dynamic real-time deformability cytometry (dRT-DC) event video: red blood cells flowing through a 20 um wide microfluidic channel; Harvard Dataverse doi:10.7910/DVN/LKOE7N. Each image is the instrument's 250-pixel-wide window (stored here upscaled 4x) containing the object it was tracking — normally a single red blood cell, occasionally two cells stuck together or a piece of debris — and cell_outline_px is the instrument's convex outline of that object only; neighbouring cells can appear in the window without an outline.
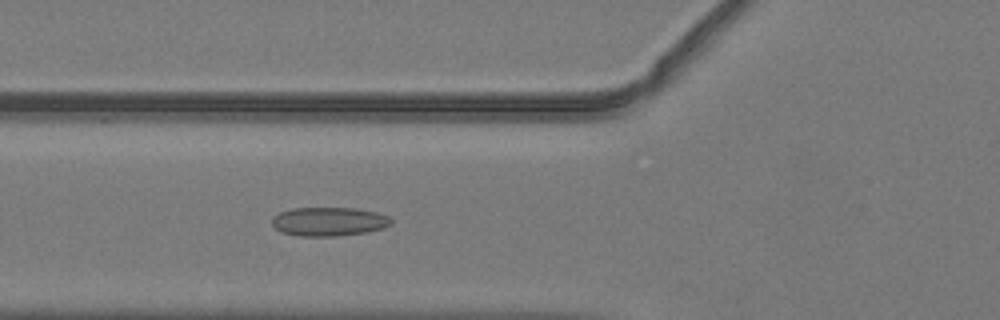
{"species": "common noctule bat (a hibernating species)", "species_latin": "Nyctalus noctula", "temperature_condition": "warm", "stored_images_in_passage": 32, "camera_frame_rate_fps": 3000, "um_per_image_px": 0.085, "animal": {"sex": "male", "body_mass_g": 19.2, "forearm_length_mm": 51.8}, "frame": {"image": 1, "passage_image": 6, "time_ms": 1.667, "image_size_px": [1000, 320], "cell_outline_px": [[392, 224], [384, 228], [364, 232], [336, 236], [300, 236], [280, 232], [272, 224], [272, 216], [280, 212], [292, 208], [356, 208], [376, 212], [388, 216], [392, 220]], "centroid_in_image_um": [27.94, 18.83], "position_along_channel_um": 97.9, "area_um2": 20.06}}
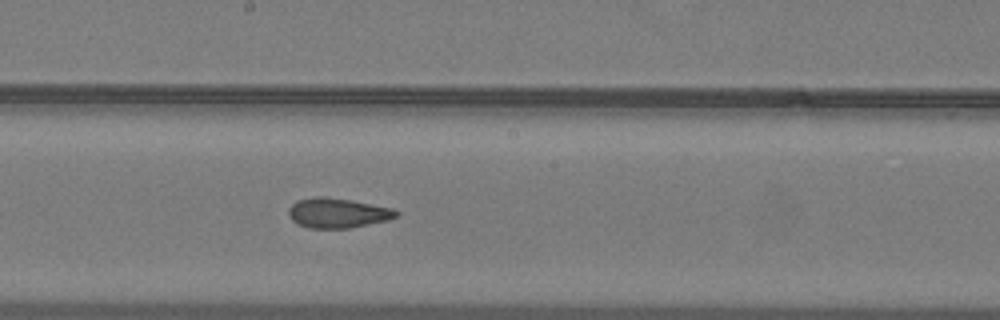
{"frame": {"image": 2, "passage_image": 15, "time_ms": 4.667, "image_size_px": [1000, 320], "cell_outline_px": [[400, 212], [396, 216], [388, 220], [348, 228], [308, 228], [292, 220], [288, 216], [288, 208], [296, 200], [316, 196], [324, 196], [348, 200], [392, 208]], "centroid_in_image_um": [28.65, 18.1], "position_along_channel_um": 219.5, "area_um2": 18.55}}
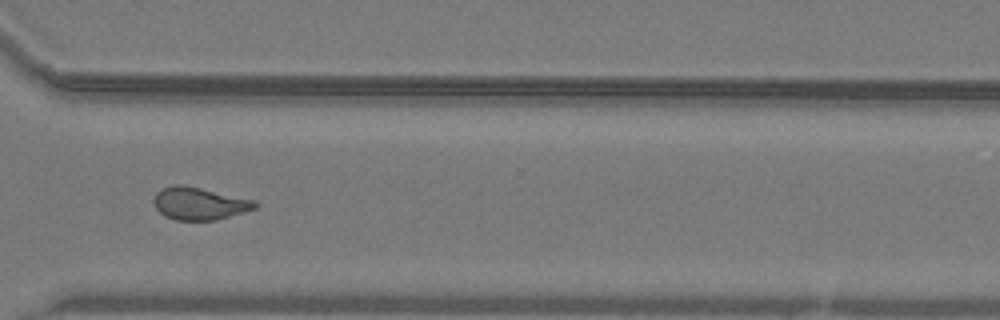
{"frame": {"image": 3, "passage_image": 25, "time_ms": 8.0, "image_size_px": [1000, 320], "cell_outline_px": [[260, 204], [256, 208], [244, 212], [216, 220], [176, 220], [164, 216], [156, 208], [156, 192], [164, 188], [176, 184], [184, 184], [256, 200]], "centroid_in_image_um": [17.01, 17.3], "position_along_channel_um": 353.6, "area_um2": 19.13}, "authors_computed_cell_mechanics": {"area_um2": 18.8139, "velocity_mm_per_s": 4.0326, "shape_relaxation_time_tau1_ms": null, "shape_relaxation_time_tau2_ms": 1.8956, "deformation_change_tau1": null, "deformation_change_tau2": 0.087}}